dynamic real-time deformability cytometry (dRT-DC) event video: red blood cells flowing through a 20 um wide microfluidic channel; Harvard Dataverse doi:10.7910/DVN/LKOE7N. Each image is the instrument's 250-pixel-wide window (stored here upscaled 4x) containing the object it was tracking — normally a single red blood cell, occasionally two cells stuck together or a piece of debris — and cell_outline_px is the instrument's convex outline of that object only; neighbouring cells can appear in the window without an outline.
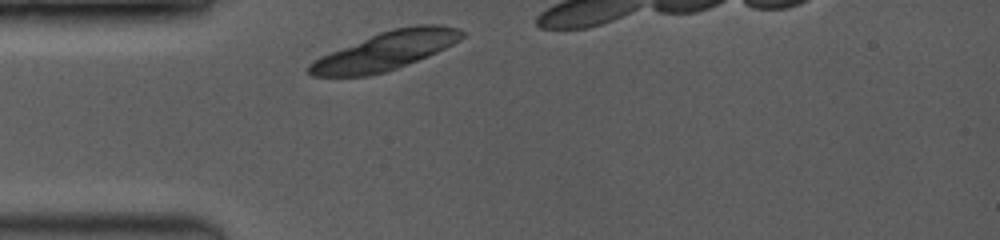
{"species": "common noctule bat (a hibernating species)", "species_latin": "Nyctalus noctula", "temperature_condition": "room temperature", "stored_images_in_passage": 1, "camera_frame_rate_fps": 3500, "um_per_image_px": 0.085, "animal": {"sex": "female", "body_mass_g": 19.0, "forearm_length_mm": 53.3}, "frame": {"image": 1, "passage_image": 1, "time_ms": 0.0, "image_size_px": [1000, 240], "cell_outline_px": [[464, 36], [460, 40], [428, 56], [396, 68], [384, 72], [368, 76], [312, 76], [308, 72], [308, 64], [312, 60], [320, 56], [380, 32], [392, 28], [416, 24], [440, 24], [460, 28], [464, 32]], "centroid_in_image_um": [32.79, 4.31], "position_along_channel_um": 52.2, "area_um2": 33.93}}